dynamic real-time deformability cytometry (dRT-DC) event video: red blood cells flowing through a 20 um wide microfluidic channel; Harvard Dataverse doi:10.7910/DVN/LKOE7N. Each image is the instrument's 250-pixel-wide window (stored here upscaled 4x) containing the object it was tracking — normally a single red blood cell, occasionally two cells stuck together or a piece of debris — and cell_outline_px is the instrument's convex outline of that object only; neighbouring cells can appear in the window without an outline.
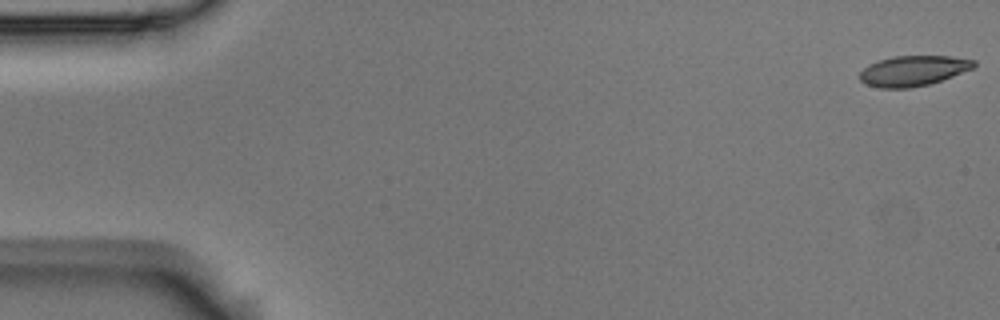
{"species": "Egyptian fruit bat (a non-hibernating species)", "species_latin": "Rousettus aegyptiacus", "temperature_condition": "room temperature", "stored_images_in_passage": 56, "camera_frame_rate_fps": 3000, "um_per_image_px": 0.085, "animal": {"sex": "male"}, "frame": {"image": 1, "passage_image": 1, "time_ms": 0.0, "image_size_px": [1000, 320], "cell_outline_px": [[976, 64], [972, 68], [952, 76], [928, 84], [908, 88], [880, 88], [868, 84], [860, 80], [860, 72], [868, 64], [892, 56], [952, 56], [976, 60]], "centroid_in_image_um": [77.62, 6.0], "position_along_channel_um": 7.4, "area_um2": 19.94}}
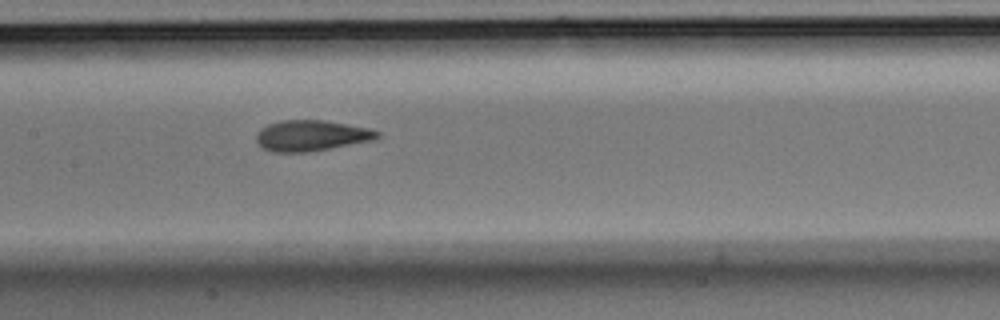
{"frame": {"image": 2, "passage_image": 27, "time_ms": 8.667, "image_size_px": [1000, 320], "cell_outline_px": [[380, 136], [372, 140], [328, 148], [304, 152], [272, 152], [264, 148], [256, 140], [256, 132], [260, 128], [268, 124], [280, 120], [324, 120], [368, 128], [380, 132]], "centroid_in_image_um": [26.42, 11.51], "position_along_channel_um": 181.0, "area_um2": 21.44}}
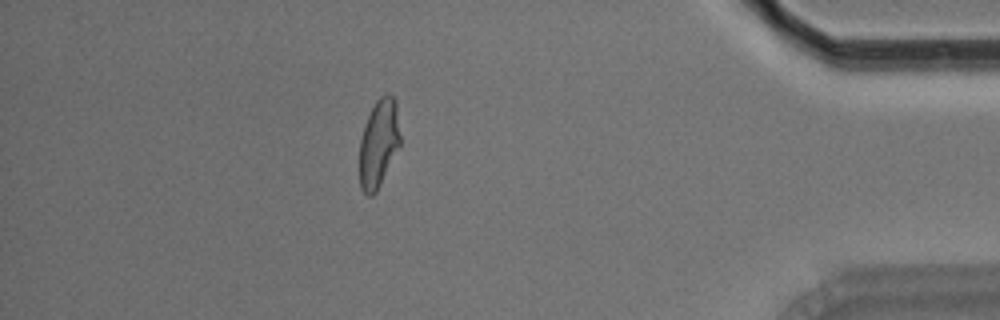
{"frame": {"image": 3, "passage_image": 49, "time_ms": 16.0, "image_size_px": [1000, 320], "cell_outline_px": [[400, 148], [376, 192], [372, 196], [368, 196], [360, 188], [360, 140], [364, 124], [376, 100], [380, 96], [388, 92], [396, 100], [400, 136]], "centroid_in_image_um": [32.21, 12.18], "position_along_channel_um": 403.0, "area_um2": 21.1}, "authors_computed_cell_mechanics": {"area_um2": 21.4727, "velocity_mm_per_s": 3.6214, "shape_relaxation_time_tau1_ms": 9.2521, "shape_relaxation_time_tau2_ms": 1.5285, "deformation_change_tau1": 0.2278, "deformation_change_tau2": 0.0711}}